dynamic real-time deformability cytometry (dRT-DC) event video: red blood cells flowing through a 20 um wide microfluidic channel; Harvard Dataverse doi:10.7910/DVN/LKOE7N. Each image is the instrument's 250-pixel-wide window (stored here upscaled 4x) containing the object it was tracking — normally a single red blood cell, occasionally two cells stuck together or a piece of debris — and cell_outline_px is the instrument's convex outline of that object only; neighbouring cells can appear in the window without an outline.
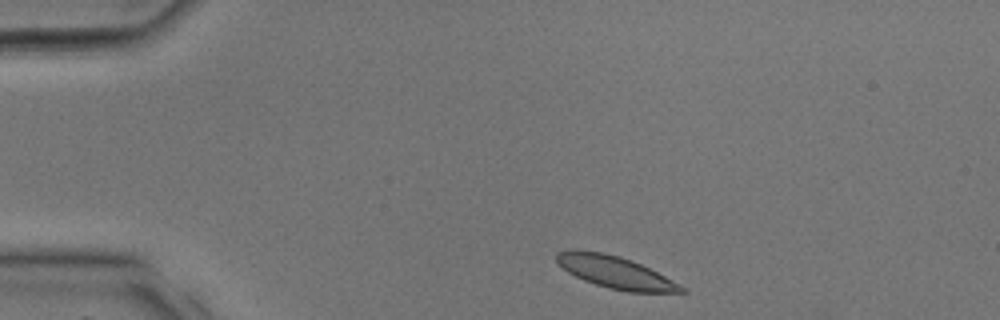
{"species": "common noctule bat (a hibernating species)", "species_latin": "Nyctalus noctula", "temperature_condition": "room temperature", "stored_images_in_passage": 7, "camera_frame_rate_fps": 3000, "um_per_image_px": 0.085, "animal": {"sex": "male", "body_mass_g": 17.9, "forearm_length_mm": 54.2}, "frame": {"image": 1, "passage_image": 1, "time_ms": 0.0, "image_size_px": [1000, 320], "cell_outline_px": [[688, 292], [628, 292], [608, 288], [584, 280], [568, 272], [556, 260], [556, 252], [600, 252], [620, 256], [632, 260], [688, 288]], "centroid_in_image_um": [52.39, 23.18], "position_along_channel_um": 32.6, "area_um2": 22.66}}
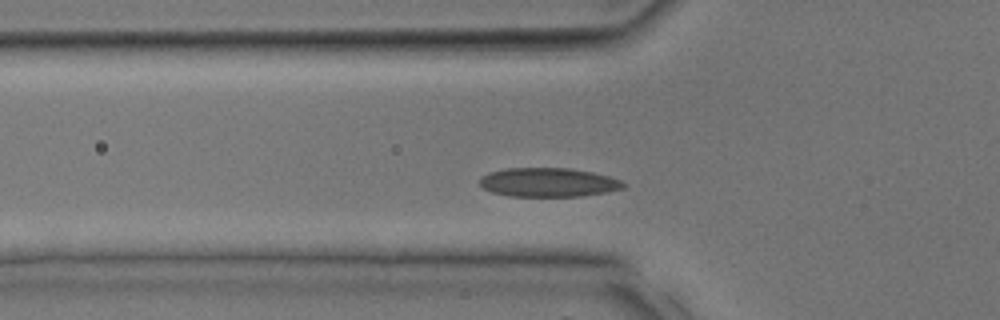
{"frame": {"image": 2, "passage_image": 6, "time_ms": 1.667, "image_size_px": [1000, 320], "cell_outline_px": [[628, 184], [624, 188], [604, 192], [580, 196], [508, 196], [492, 192], [484, 188], [480, 184], [480, 176], [488, 172], [504, 168], [572, 168], [592, 172], [608, 176], [620, 180]], "centroid_in_image_um": [46.59, 15.49], "position_along_channel_um": 79.2, "area_um2": 24.33}}